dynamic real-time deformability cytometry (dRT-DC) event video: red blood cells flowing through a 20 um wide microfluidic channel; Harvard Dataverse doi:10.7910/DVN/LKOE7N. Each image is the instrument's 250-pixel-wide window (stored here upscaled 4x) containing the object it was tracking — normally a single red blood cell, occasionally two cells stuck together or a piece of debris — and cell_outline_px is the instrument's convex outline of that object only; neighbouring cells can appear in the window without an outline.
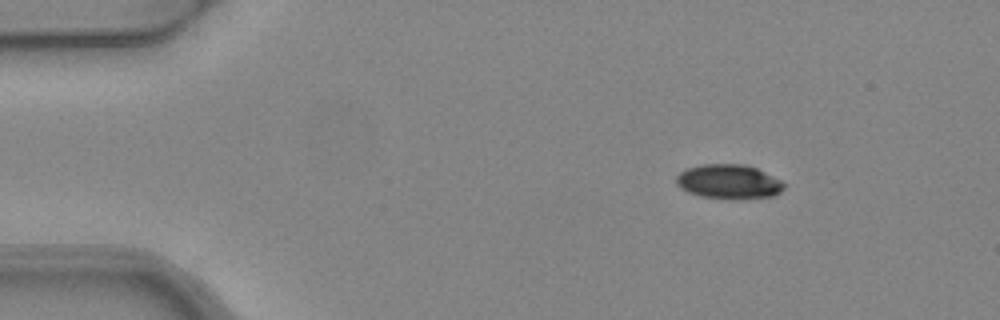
{"species": "common noctule bat (a hibernating species)", "species_latin": "Nyctalus noctula", "temperature_condition": "warm", "stored_images_in_passage": 3, "camera_frame_rate_fps": 3000, "um_per_image_px": 0.085, "animal": {"sex": "female", "body_mass_g": 24.6, "forearm_length_mm": 56.2}, "frame": {"image": 1, "passage_image": 1, "time_ms": 0.0, "image_size_px": [1000, 320], "cell_outline_px": [[788, 184], [776, 196], [740, 200], [728, 200], [700, 196], [688, 192], [680, 188], [676, 184], [676, 176], [680, 172], [688, 168], [704, 164], [744, 164], [756, 168]], "centroid_in_image_um": [61.97, 15.47], "position_along_channel_um": 23.0, "area_um2": 22.02}}